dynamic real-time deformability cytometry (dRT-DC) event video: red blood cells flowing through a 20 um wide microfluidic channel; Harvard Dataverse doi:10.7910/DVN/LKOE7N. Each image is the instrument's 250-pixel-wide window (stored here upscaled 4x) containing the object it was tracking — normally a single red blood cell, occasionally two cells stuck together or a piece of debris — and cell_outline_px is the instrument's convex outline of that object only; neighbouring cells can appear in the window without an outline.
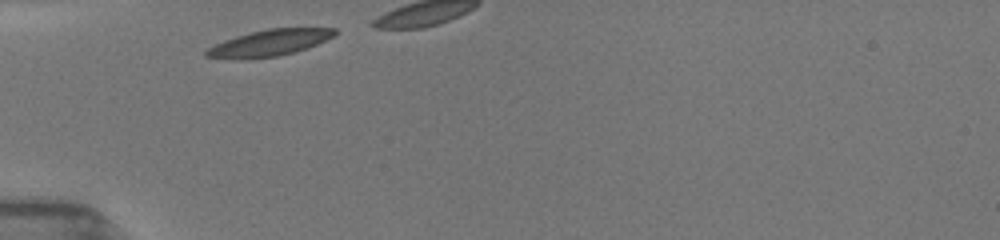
{"species": "common noctule bat (a hibernating species)", "species_latin": "Nyctalus noctula", "temperature_condition": "room temperature", "stored_images_in_passage": 8, "camera_frame_rate_fps": 3000, "um_per_image_px": 0.085, "animal": {"sex": "female", "body_mass_g": 19.5, "forearm_length_mm": 54.1}, "frame": {"image": 1, "passage_image": 1, "time_ms": 0.0, "image_size_px": [1000, 240], "cell_outline_px": [[336, 36], [296, 52], [280, 56], [240, 60], [232, 60], [204, 56], [204, 52], [208, 48], [224, 40], [236, 36], [268, 28], [336, 28]], "centroid_in_image_um": [22.87, 3.66], "position_along_channel_um": 62.1, "area_um2": 19.94}}